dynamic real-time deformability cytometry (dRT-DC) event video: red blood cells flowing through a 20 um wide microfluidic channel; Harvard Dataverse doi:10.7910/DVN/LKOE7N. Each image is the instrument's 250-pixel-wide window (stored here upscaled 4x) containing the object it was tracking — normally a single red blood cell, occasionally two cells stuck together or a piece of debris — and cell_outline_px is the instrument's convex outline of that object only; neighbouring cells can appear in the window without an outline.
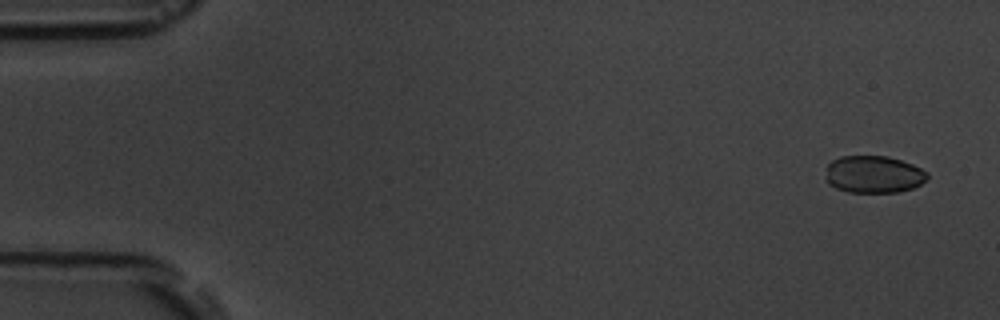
{"species": "common noctule bat (a hibernating species)", "species_latin": "Nyctalus noctula", "temperature_condition": "room temperature", "stored_images_in_passage": 5, "camera_frame_rate_fps": 3000, "um_per_image_px": 0.085, "animal": {"sex": "male", "body_mass_g": 19.5, "forearm_length_mm": 54.6}, "frame": {"image": 1, "passage_image": 1, "time_ms": 0.0, "image_size_px": [1000, 320], "cell_outline_px": [[928, 176], [920, 184], [912, 188], [900, 192], [848, 192], [836, 188], [828, 184], [824, 180], [828, 164], [832, 160], [840, 156], [888, 156], [912, 164], [928, 172]], "centroid_in_image_um": [74.22, 14.82], "position_along_channel_um": 10.8, "area_um2": 22.2}}
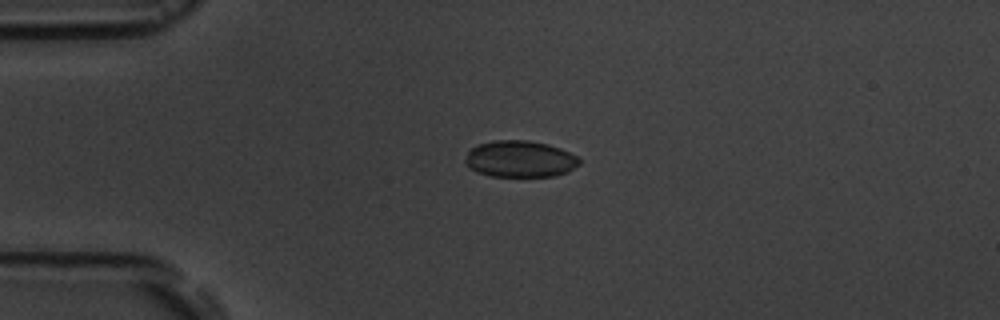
{"frame": {"image": 2, "passage_image": 4, "time_ms": 3.667, "image_size_px": [1000, 320], "cell_outline_px": [[580, 164], [568, 172], [556, 176], [492, 176], [476, 172], [468, 168], [464, 160], [468, 152], [472, 148], [480, 144], [496, 140], [528, 140], [548, 144], [560, 148], [576, 156], [580, 160]], "centroid_in_image_um": [44.2, 13.52], "position_along_channel_um": 40.8, "area_um2": 24.33}}